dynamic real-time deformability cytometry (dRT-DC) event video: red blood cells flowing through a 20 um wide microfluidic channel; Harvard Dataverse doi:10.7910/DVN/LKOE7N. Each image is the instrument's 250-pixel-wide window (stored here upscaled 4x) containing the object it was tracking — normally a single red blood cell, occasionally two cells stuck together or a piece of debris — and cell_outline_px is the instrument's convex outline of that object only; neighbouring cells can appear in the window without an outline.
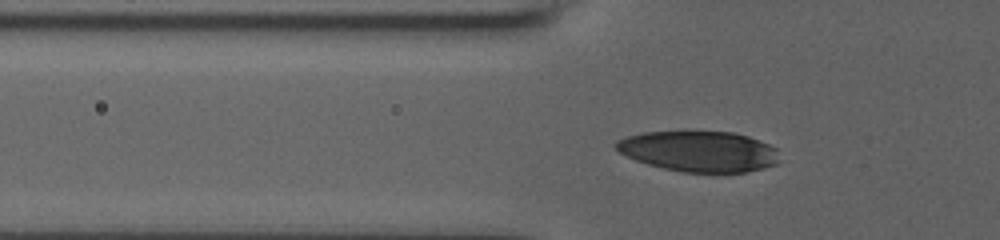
{"species": "human", "species_latin": "Homo sapiens", "temperature_condition": "room temperature", "stored_images_in_passage": 42, "camera_frame_rate_fps": 3000, "um_per_image_px": 0.085, "donor": {"sex": "male"}, "frame": {"image": 1, "passage_image": 14, "time_ms": 4.333, "image_size_px": [1000, 240], "cell_outline_px": [[780, 160], [776, 164], [764, 168], [744, 172], [680, 172], [648, 164], [636, 160], [620, 152], [612, 144], [616, 140], [628, 136], [644, 132], [684, 128], [732, 132], [748, 136], [768, 144], [776, 148]], "centroid_in_image_um": [59.39, 12.81], "position_along_channel_um": 66.4, "area_um2": 39.82}}
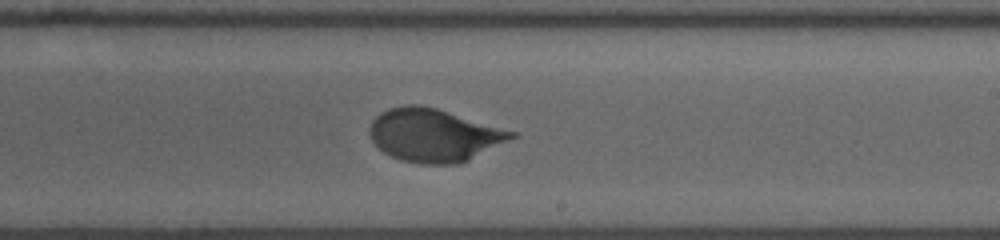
{"frame": {"image": 2, "passage_image": 29, "time_ms": 9.333, "image_size_px": [1000, 240], "cell_outline_px": [[520, 136], [460, 164], [420, 164], [400, 160], [384, 152], [372, 140], [368, 132], [368, 128], [372, 120], [380, 112], [388, 108], [404, 104], [420, 104], [436, 108], [520, 132]], "centroid_in_image_um": [36.93, 11.48], "position_along_channel_um": 252.1, "area_um2": 44.45}}
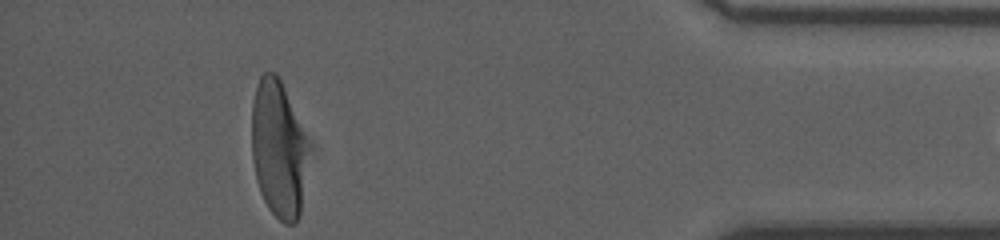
{"frame": {"image": 3, "passage_image": 41, "time_ms": 13.333, "image_size_px": [1000, 240], "cell_outline_px": [[300, 216], [296, 224], [284, 224], [268, 208], [260, 192], [256, 180], [252, 160], [252, 100], [260, 76], [264, 72], [276, 72], [284, 88], [300, 132]], "centroid_in_image_um": [23.48, 12.66], "position_along_channel_um": 411.7, "area_um2": 41.79}}